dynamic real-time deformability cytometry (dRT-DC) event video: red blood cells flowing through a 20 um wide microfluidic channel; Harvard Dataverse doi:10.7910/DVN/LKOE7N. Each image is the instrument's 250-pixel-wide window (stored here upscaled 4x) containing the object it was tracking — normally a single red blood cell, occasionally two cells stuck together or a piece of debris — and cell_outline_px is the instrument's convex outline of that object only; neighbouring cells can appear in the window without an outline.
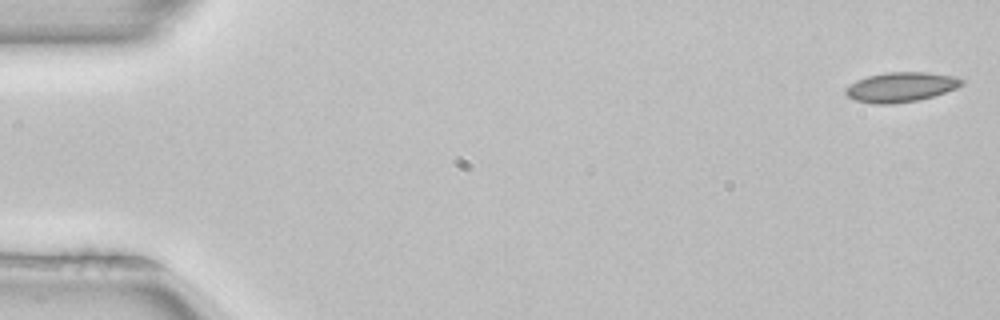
{"species": "common noctule bat (a hibernating species)", "species_latin": "Nyctalus noctula", "temperature_condition": "room temperature", "stored_images_in_passage": 53, "segment_of_instrument_passage": [1, 2], "camera_frame_rate_fps": 3000, "um_per_image_px": 0.085, "animal": {"sex": "female", "body_mass_g": 22.7, "forearm_length_mm": 54.2}, "frame": {"image": 1, "passage_image": 1, "time_ms": 0.0, "image_size_px": [1000, 320], "cell_outline_px": [[964, 84], [956, 88], [920, 100], [892, 104], [872, 104], [856, 100], [848, 96], [844, 92], [844, 88], [856, 80], [868, 76], [888, 72], [924, 72], [948, 76], [964, 80]], "centroid_in_image_um": [76.52, 7.41], "position_along_channel_um": 8.5, "area_um2": 19.94}}
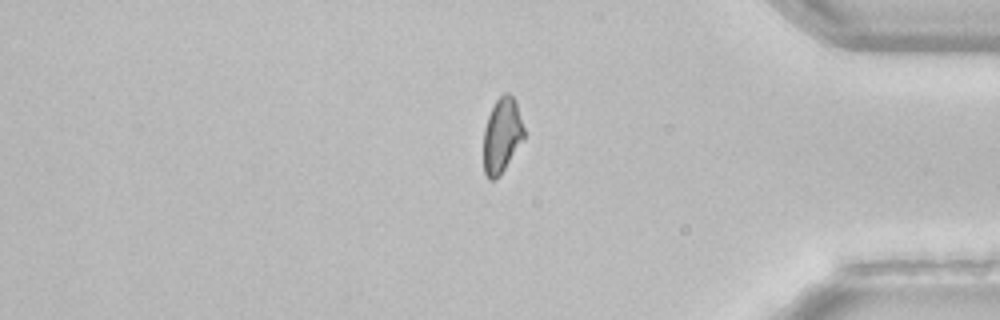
{"frame": {"image": 2, "passage_image": 43, "time_ms": 14.0, "image_size_px": [1000, 320], "cell_outline_px": [[524, 140], [500, 176], [496, 180], [488, 180], [484, 172], [484, 128], [488, 116], [496, 100], [504, 92], [508, 92], [516, 100], [524, 128]], "centroid_in_image_um": [42.67, 11.53], "position_along_channel_um": 392.5, "area_um2": 17.92}}
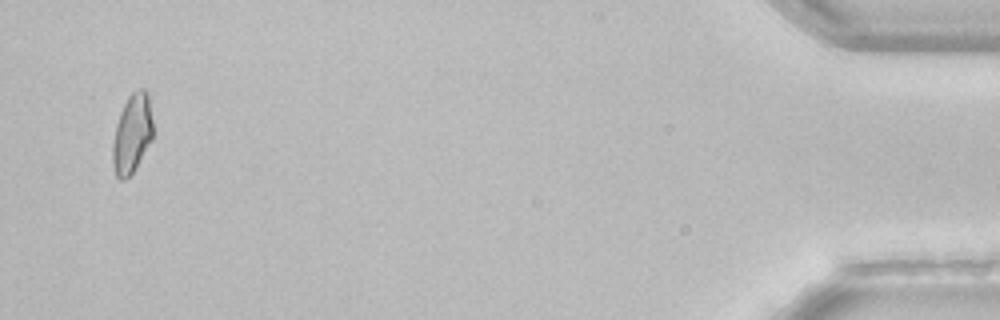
{"frame": {"image": 3, "passage_image": 50, "time_ms": 16.333, "image_size_px": [1000, 320], "cell_outline_px": [[152, 140], [136, 168], [124, 180], [120, 180], [116, 176], [112, 164], [112, 144], [116, 124], [120, 112], [128, 96], [132, 92], [140, 88], [144, 88], [148, 92], [152, 120]], "centroid_in_image_um": [11.22, 11.36], "position_along_channel_um": 424.0, "area_um2": 18.73}}